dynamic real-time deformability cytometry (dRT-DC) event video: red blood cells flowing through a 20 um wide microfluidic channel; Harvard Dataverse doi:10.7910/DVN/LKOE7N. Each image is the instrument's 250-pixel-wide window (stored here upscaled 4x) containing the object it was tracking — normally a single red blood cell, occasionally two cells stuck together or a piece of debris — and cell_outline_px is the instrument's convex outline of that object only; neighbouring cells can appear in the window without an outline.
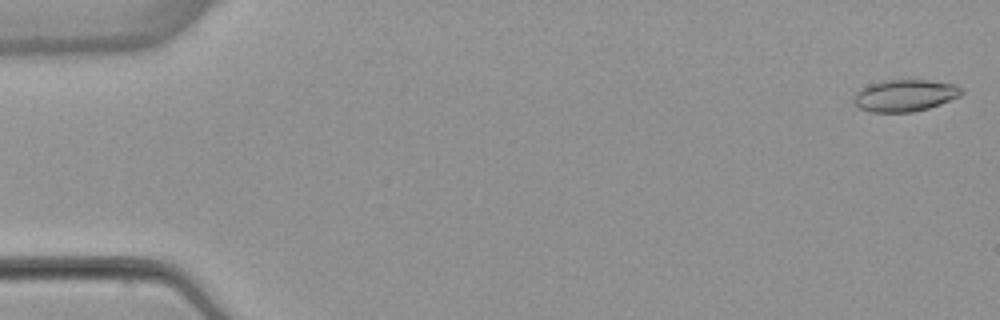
{"species": "common noctule bat (a hibernating species)", "species_latin": "Nyctalus noctula", "temperature_condition": "warm", "stored_images_in_passage": 52, "camera_frame_rate_fps": 3000, "um_per_image_px": 0.085, "animal": {"sex": "female", "body_mass_g": 22.7, "forearm_length_mm": 54.2}, "frame": {"image": 1, "passage_image": 1, "time_ms": 0.0, "image_size_px": [1000, 320], "cell_outline_px": [[964, 92], [960, 96], [940, 104], [928, 108], [912, 112], [872, 112], [860, 108], [852, 100], [852, 96], [860, 88], [868, 84], [884, 80], [928, 80], [956, 84]], "centroid_in_image_um": [76.89, 8.11], "position_along_channel_um": 8.1, "area_um2": 20.11}}
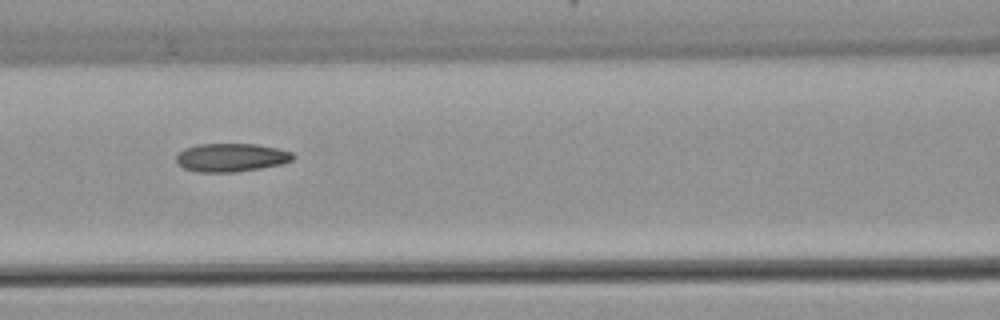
{"frame": {"image": 2, "passage_image": 23, "time_ms": 7.333, "image_size_px": [1000, 320], "cell_outline_px": [[296, 156], [292, 160], [280, 164], [260, 168], [236, 172], [196, 172], [184, 168], [176, 164], [176, 156], [184, 148], [196, 144], [256, 144], [276, 148], [292, 152]], "centroid_in_image_um": [19.62, 13.39], "position_along_channel_um": 147.0, "area_um2": 19.36}}
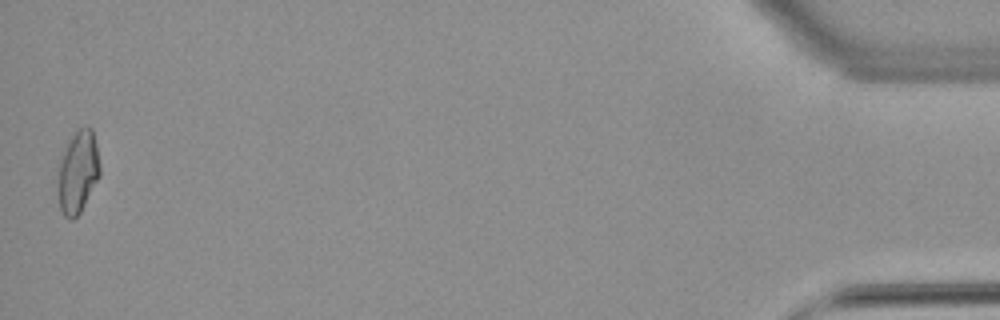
{"frame": {"image": 3, "passage_image": 52, "time_ms": 17.0, "image_size_px": [1000, 320], "cell_outline_px": [[100, 176], [80, 212], [72, 220], [68, 220], [64, 216], [60, 208], [56, 188], [60, 160], [72, 136], [80, 128], [92, 128], [96, 144], [100, 164]], "centroid_in_image_um": [6.61, 14.68], "position_along_channel_um": 428.6, "area_um2": 20.06}, "authors_computed_cell_mechanics": {"area_um2": 19.3341, "velocity_mm_per_s": 3.8986, "shape_relaxation_time_tau1_ms": null, "shape_relaxation_time_tau2_ms": 2.4971, "deformation_change_tau1": null, "deformation_change_tau2": 0.0845}}